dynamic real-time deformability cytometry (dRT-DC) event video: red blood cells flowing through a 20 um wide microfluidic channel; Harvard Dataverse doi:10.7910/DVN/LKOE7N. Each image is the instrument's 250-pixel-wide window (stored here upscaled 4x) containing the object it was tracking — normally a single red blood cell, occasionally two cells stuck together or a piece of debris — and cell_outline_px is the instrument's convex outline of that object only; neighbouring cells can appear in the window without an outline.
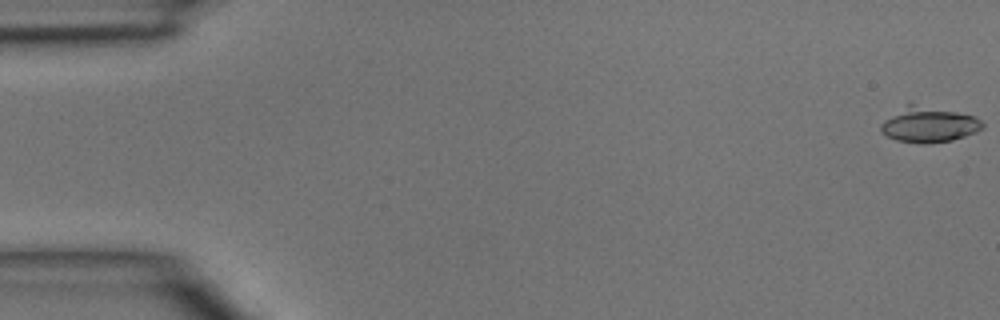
{"species": "common noctule bat (a hibernating species)", "species_latin": "Nyctalus noctula", "temperature_condition": "room temperature", "stored_images_in_passage": 38, "camera_frame_rate_fps": 3000, "um_per_image_px": 0.085, "animal": {"sex": "male", "body_mass_g": 15.6}, "frame": {"image": 1, "passage_image": 1, "time_ms": 0.0, "image_size_px": [1000, 320], "cell_outline_px": [[984, 128], [976, 132], [952, 140], [896, 140], [880, 132], [880, 124], [884, 120], [908, 104], [912, 104], [956, 112], [972, 116], [980, 120], [984, 124]], "centroid_in_image_um": [78.96, 10.56], "position_along_channel_um": 6.0, "area_um2": 19.65}}
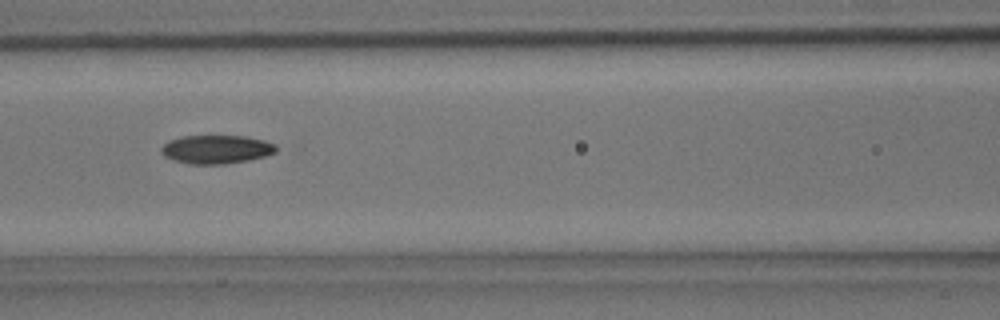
{"frame": {"image": 2, "passage_image": 21, "time_ms": 6.667, "image_size_px": [1000, 320], "cell_outline_px": [[276, 152], [264, 156], [224, 164], [192, 164], [176, 160], [164, 156], [160, 152], [160, 148], [168, 140], [180, 136], [244, 136], [264, 140], [276, 144]], "centroid_in_image_um": [18.36, 12.68], "position_along_channel_um": 148.2, "area_um2": 18.96}}
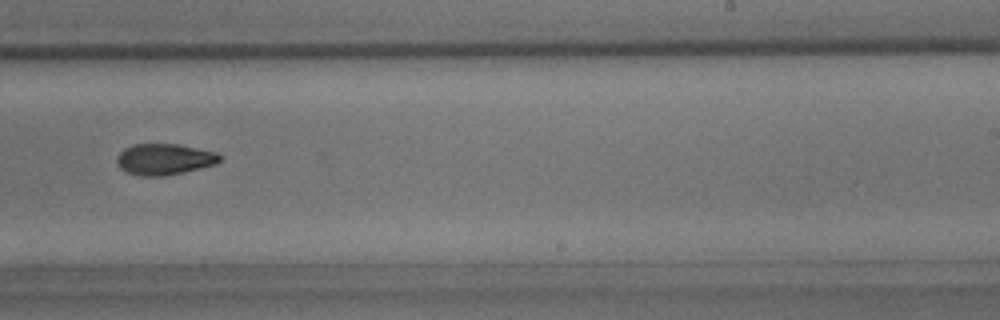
{"frame": {"image": 3, "passage_image": 30, "time_ms": 9.667, "image_size_px": [1000, 320], "cell_outline_px": [[224, 156], [216, 164], [200, 168], [164, 176], [140, 176], [128, 172], [120, 168], [116, 164], [116, 156], [124, 148], [132, 144], [180, 144], [216, 152]], "centroid_in_image_um": [13.96, 13.52], "position_along_channel_um": 275.0, "area_um2": 18.84}}